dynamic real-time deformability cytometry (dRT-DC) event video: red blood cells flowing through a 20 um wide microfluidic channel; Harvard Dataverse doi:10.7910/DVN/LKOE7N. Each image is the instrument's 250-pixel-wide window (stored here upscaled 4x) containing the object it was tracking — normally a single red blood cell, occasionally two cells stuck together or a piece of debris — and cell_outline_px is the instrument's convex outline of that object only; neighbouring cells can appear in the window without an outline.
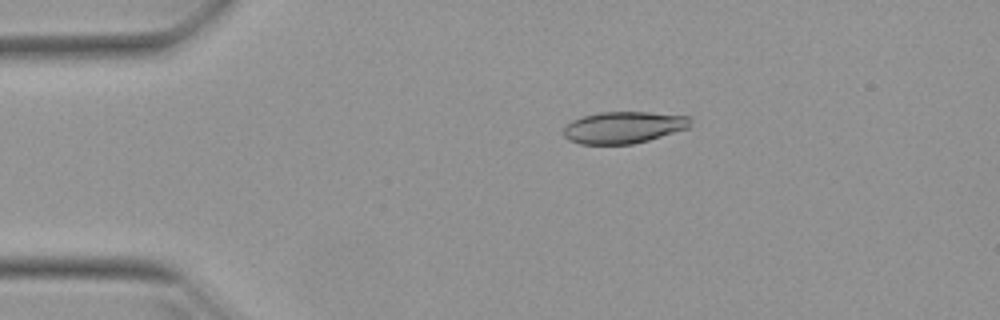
{"species": "Egyptian fruit bat (a non-hibernating species)", "species_latin": "Rousettus aegyptiacus", "temperature_condition": "warm", "stored_images_in_passage": 51, "camera_frame_rate_fps": 3000, "um_per_image_px": 0.085, "animal": {"sex": "female"}, "frame": {"image": 1, "passage_image": 10, "time_ms": 3.0, "image_size_px": [1000, 320], "cell_outline_px": [[692, 128], [648, 140], [632, 144], [580, 144], [568, 140], [564, 136], [564, 128], [572, 120], [584, 116], [600, 112], [648, 112], [692, 116]], "centroid_in_image_um": [53.08, 10.83], "position_along_channel_um": 31.9, "area_um2": 23.76}}
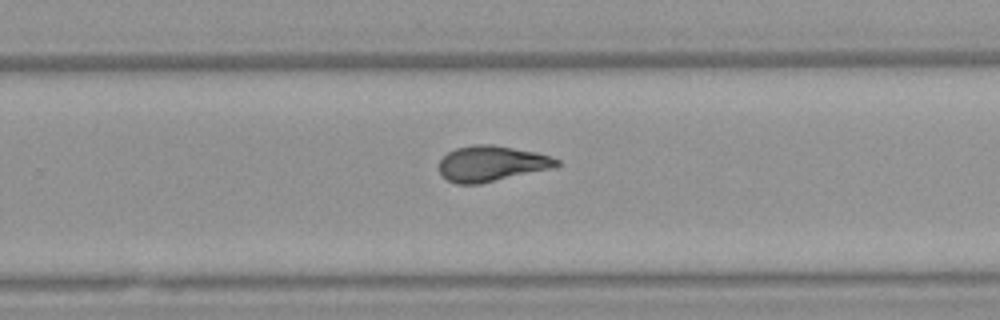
{"frame": {"image": 2, "passage_image": 33, "time_ms": 10.667, "image_size_px": [1000, 320], "cell_outline_px": [[560, 164], [556, 168], [480, 184], [456, 184], [448, 180], [440, 172], [440, 160], [448, 152], [456, 148], [472, 144], [492, 144], [536, 152], [552, 156], [560, 160]], "centroid_in_image_um": [41.84, 13.91], "position_along_channel_um": 288.0, "area_um2": 24.68}}
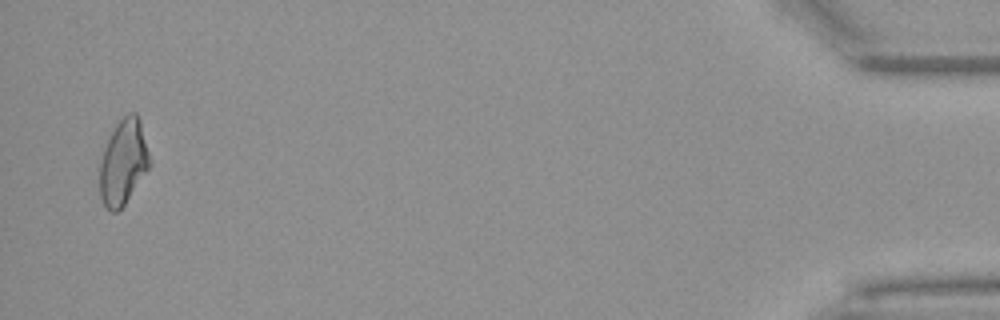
{"frame": {"image": 3, "passage_image": 50, "time_ms": 16.333, "image_size_px": [1000, 320], "cell_outline_px": [[152, 164], [124, 204], [116, 212], [112, 212], [104, 204], [100, 196], [96, 168], [112, 128], [128, 112], [136, 112], [140, 120]], "centroid_in_image_um": [10.44, 13.77], "position_along_channel_um": 424.8, "area_um2": 25.32}, "authors_computed_cell_mechanics": {"area_um2": 24.276, "velocity_mm_per_s": 3.9718, "shape_relaxation_time_tau1_ms": 6.5666, "shape_relaxation_time_tau2_ms": 1.5116, "deformation_change_tau1": 0.2049, "deformation_change_tau2": 0.0838}}